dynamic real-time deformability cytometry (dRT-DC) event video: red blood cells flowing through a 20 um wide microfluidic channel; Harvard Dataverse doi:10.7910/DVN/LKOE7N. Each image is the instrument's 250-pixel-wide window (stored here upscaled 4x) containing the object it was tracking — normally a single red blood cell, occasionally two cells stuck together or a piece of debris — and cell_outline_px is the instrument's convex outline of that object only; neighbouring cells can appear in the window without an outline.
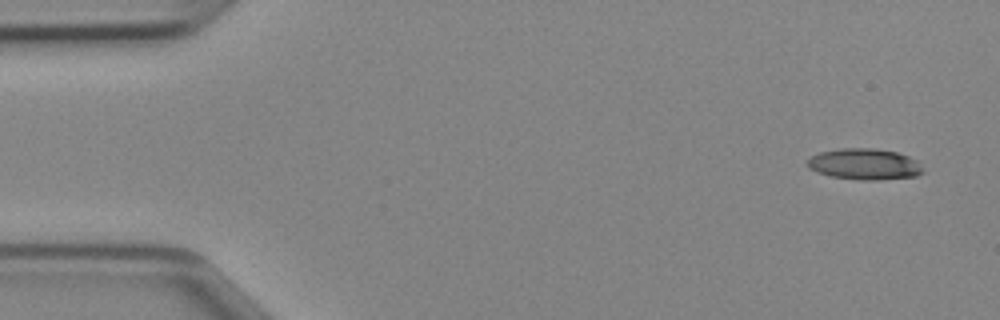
{"species": "Egyptian fruit bat (a non-hibernating species)", "species_latin": "Rousettus aegyptiacus", "temperature_condition": "cold", "stored_images_in_passage": 24, "camera_frame_rate_fps": 3000, "um_per_image_px": 0.085, "animal": {"sex": "female"}, "frame": {"image": 1, "passage_image": 1, "time_ms": 0.0, "image_size_px": [1000, 320], "cell_outline_px": [[924, 172], [916, 176], [880, 180], [860, 180], [832, 176], [816, 172], [808, 168], [808, 160], [812, 156], [820, 152], [840, 148], [872, 148], [896, 152], [908, 156], [916, 160], [920, 164]], "centroid_in_image_um": [73.49, 13.96], "position_along_channel_um": 11.5, "area_um2": 20.92}}
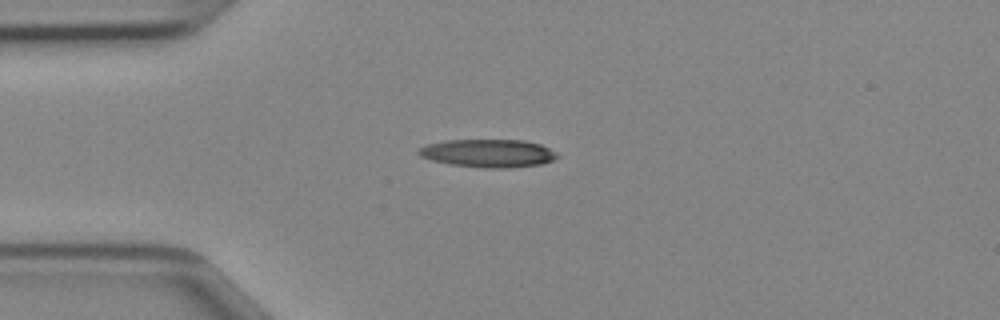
{"frame": {"image": 2, "passage_image": 10, "time_ms": 3.0, "image_size_px": [1000, 320], "cell_outline_px": [[560, 156], [552, 160], [540, 164], [508, 168], [484, 168], [452, 164], [432, 160], [420, 156], [416, 152], [420, 148], [428, 144], [444, 140], [524, 140], [540, 144], [556, 152]], "centroid_in_image_um": [41.5, 13.02], "position_along_channel_um": 43.5, "area_um2": 22.54}}
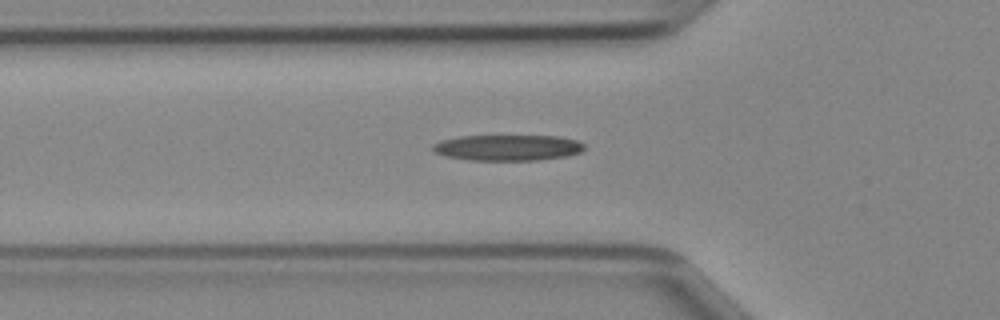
{"frame": {"image": 3, "passage_image": 14, "time_ms": 4.333, "image_size_px": [1000, 320], "cell_outline_px": [[584, 148], [580, 152], [564, 156], [536, 160], [472, 160], [448, 156], [432, 152], [432, 144], [440, 140], [460, 136], [556, 136], [576, 140], [584, 144]], "centroid_in_image_um": [43.11, 12.54], "position_along_channel_um": 82.7, "area_um2": 22.66}}